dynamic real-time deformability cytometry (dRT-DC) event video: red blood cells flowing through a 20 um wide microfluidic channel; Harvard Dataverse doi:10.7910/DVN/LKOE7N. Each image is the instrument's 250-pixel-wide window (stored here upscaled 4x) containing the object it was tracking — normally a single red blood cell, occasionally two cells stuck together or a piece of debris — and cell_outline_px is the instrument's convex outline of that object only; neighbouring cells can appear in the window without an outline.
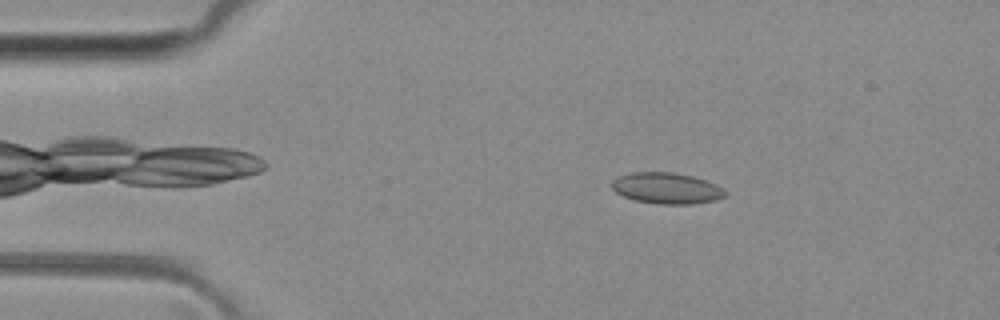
{"species": "common noctule bat (a hibernating species)", "species_latin": "Nyctalus noctula", "temperature_condition": "room temperature", "stored_images_in_passage": 49, "camera_frame_rate_fps": 3000, "um_per_image_px": 0.085, "animal": {"sex": "female", "body_mass_g": 29.2, "forearm_length_mm": 56.3}, "frame": {"image": 1, "passage_image": 7, "time_ms": 2.0, "image_size_px": [1000, 320], "cell_outline_px": [[728, 192], [724, 196], [716, 200], [692, 204], [660, 204], [636, 200], [624, 196], [616, 192], [612, 188], [612, 180], [620, 176], [632, 172], [672, 172], [692, 176], [716, 184], [724, 188]], "centroid_in_image_um": [56.69, 16.0], "position_along_channel_um": 28.3, "area_um2": 20.46}}
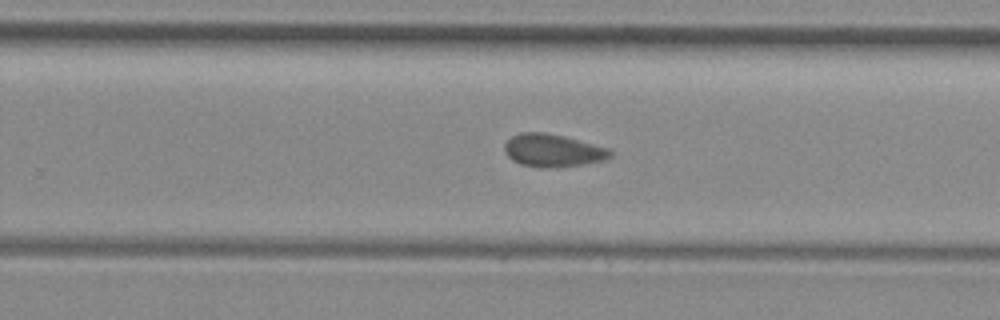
{"frame": {"image": 2, "passage_image": 30, "time_ms": 9.667, "image_size_px": [1000, 320], "cell_outline_px": [[616, 152], [612, 156], [604, 160], [580, 164], [544, 168], [540, 168], [520, 164], [512, 160], [504, 152], [504, 144], [512, 136], [520, 132], [544, 132], [564, 136], [612, 148]], "centroid_in_image_um": [47.02, 12.78], "position_along_channel_um": 282.8, "area_um2": 20.4}}
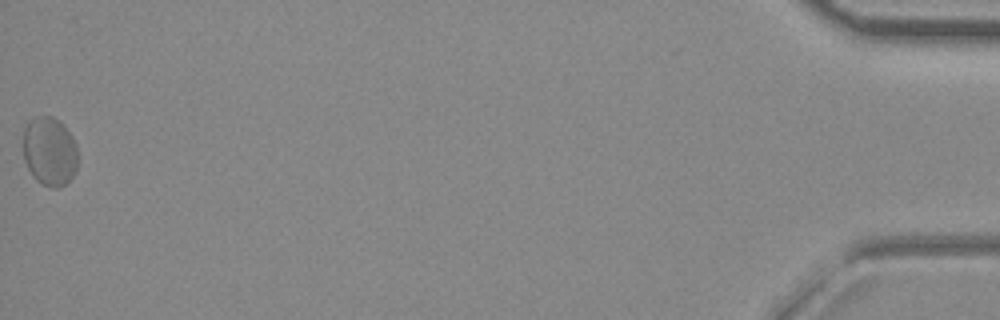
{"frame": {"image": 3, "passage_image": 49, "time_ms": 16.0, "image_size_px": [1000, 320], "cell_outline_px": [[76, 172], [60, 188], [52, 188], [36, 180], [32, 176], [24, 160], [24, 128], [36, 116], [52, 116], [60, 120], [72, 136], [76, 144]], "centroid_in_image_um": [4.22, 12.86], "position_along_channel_um": 431.0, "area_um2": 21.85}, "authors_computed_cell_mechanics": {"area_um2": 20.0566, "velocity_mm_per_s": 4.0516, "shape_relaxation_time_tau1_ms": null, "shape_relaxation_time_tau2_ms": 2.0851, "deformation_change_tau1": null, "deformation_change_tau2": 0.0595}}